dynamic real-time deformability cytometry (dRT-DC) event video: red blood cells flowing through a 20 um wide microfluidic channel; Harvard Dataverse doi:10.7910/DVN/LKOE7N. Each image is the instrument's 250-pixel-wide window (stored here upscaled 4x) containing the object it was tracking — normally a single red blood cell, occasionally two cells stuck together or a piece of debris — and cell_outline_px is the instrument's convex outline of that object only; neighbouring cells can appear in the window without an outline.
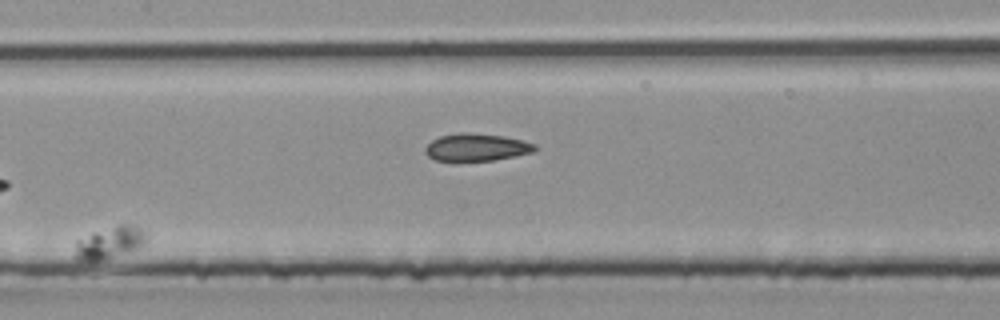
{"species": "common noctule bat (a hibernating species)", "species_latin": "Nyctalus noctula", "temperature_condition": "room temperature", "stored_images_in_passage": 10, "camera_frame_rate_fps": 3000, "um_per_image_px": 0.085, "animal": {"sex": "male", "body_mass_g": 20.4}, "frame": {"image": 1, "passage_image": 7, "time_ms": 2.0, "image_size_px": [1000, 320], "cell_outline_px": [[148, 240], [140, 248], [132, 252], [100, 260], [76, 260], [72, 256], [76, 240], [92, 232], [120, 224], [136, 224], [148, 236]], "centroid_in_image_um": [9.33, 20.62], "position_along_channel_um": 198.1, "area_um2": 13.87}}
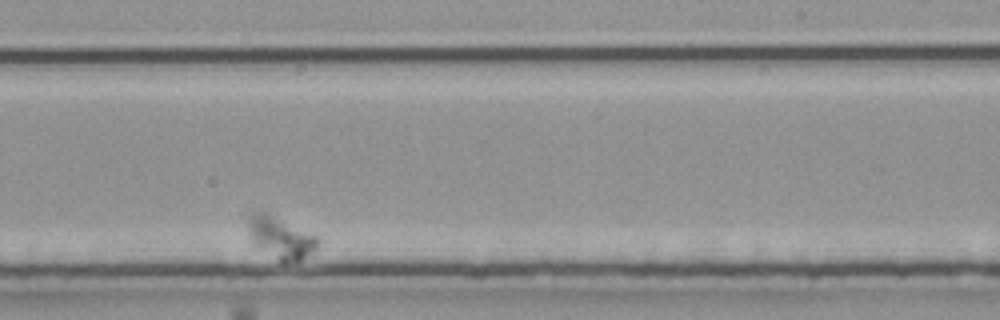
{"frame": {"image": 2, "passage_image": 9, "time_ms": 2.667, "image_size_px": [1000, 320], "cell_outline_px": [[320, 240], [316, 248], [312, 252], [300, 260], [280, 260], [252, 244], [248, 236], [248, 228], [252, 216], [260, 212], [264, 212], [316, 236]], "centroid_in_image_um": [23.85, 20.22], "position_along_channel_um": 265.2, "area_um2": 16.01}}
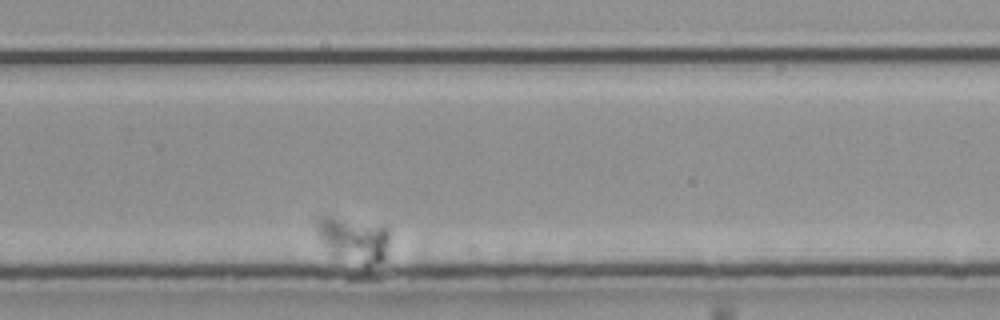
{"frame": {"image": 3, "passage_image": 10, "time_ms": 3.0, "image_size_px": [1000, 320], "cell_outline_px": [[388, 244], [384, 260], [368, 268], [364, 268], [328, 252], [320, 240], [316, 232], [316, 224], [320, 216], [328, 216], [388, 228]], "centroid_in_image_um": [30.04, 20.44], "position_along_channel_um": 299.8, "area_um2": 19.13}}